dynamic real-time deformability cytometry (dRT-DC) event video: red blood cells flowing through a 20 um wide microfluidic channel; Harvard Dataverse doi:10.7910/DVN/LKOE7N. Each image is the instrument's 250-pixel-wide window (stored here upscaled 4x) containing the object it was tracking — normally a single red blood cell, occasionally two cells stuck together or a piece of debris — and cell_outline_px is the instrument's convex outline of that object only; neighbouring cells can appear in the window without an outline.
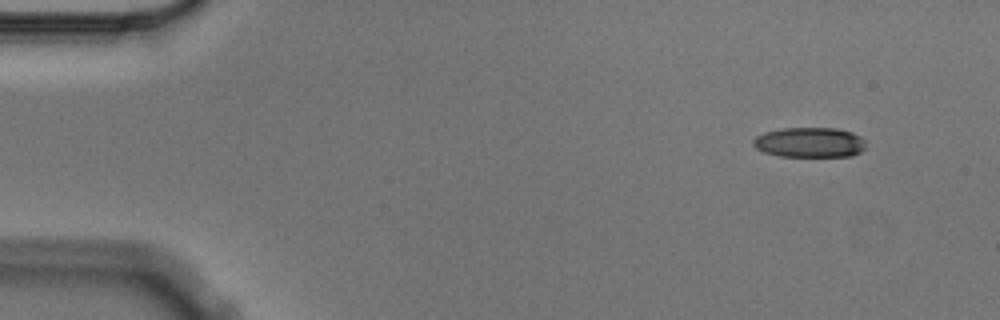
{"species": "Egyptian fruit bat (a non-hibernating species)", "species_latin": "Rousettus aegyptiacus", "temperature_condition": "cold", "stored_images_in_passage": 6, "segment_of_instrument_passage": [2, 2], "camera_frame_rate_fps": 3000, "um_per_image_px": 0.085, "animal": {"sex": "male"}, "frame": {"image": 1, "passage_image": 6, "time_ms": 1.667, "image_size_px": [1000, 320], "cell_outline_px": [[864, 148], [860, 152], [852, 156], [780, 156], [764, 152], [756, 148], [752, 144], [752, 140], [756, 136], [764, 132], [784, 128], [836, 128], [852, 132], [860, 136], [864, 140]], "centroid_in_image_um": [68.8, 12.1], "position_along_channel_um": 16.2, "area_um2": 19.71}}